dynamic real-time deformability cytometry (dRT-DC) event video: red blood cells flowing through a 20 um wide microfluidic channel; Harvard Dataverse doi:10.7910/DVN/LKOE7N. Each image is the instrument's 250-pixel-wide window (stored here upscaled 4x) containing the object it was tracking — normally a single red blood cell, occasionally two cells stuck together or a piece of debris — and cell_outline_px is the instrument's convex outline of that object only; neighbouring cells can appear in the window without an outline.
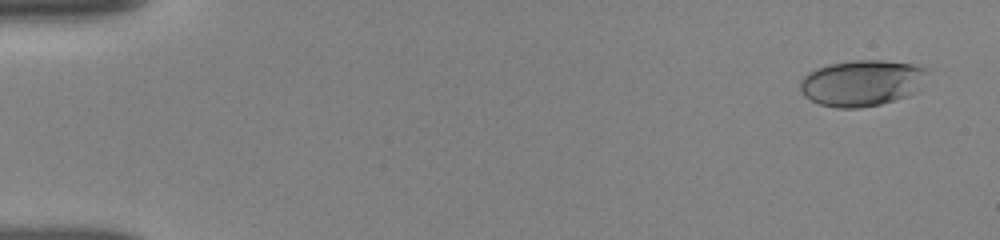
{"species": "human", "species_latin": "Homo sapiens", "temperature_condition": "room temperature", "stored_images_in_passage": 46, "camera_frame_rate_fps": 3000, "um_per_image_px": 0.085, "donor": {"sex": "female"}, "frame": {"image": 1, "passage_image": 3, "time_ms": 0.667, "image_size_px": [1000, 240], "cell_outline_px": [[928, 68], [920, 88], [916, 92], [908, 96], [880, 104], [860, 108], [836, 108], [820, 104], [804, 96], [800, 88], [800, 80], [808, 72], [816, 68], [828, 64], [852, 60], [884, 60], [912, 64]], "centroid_in_image_um": [73.25, 7.05], "position_along_channel_um": 11.8, "area_um2": 34.33}}
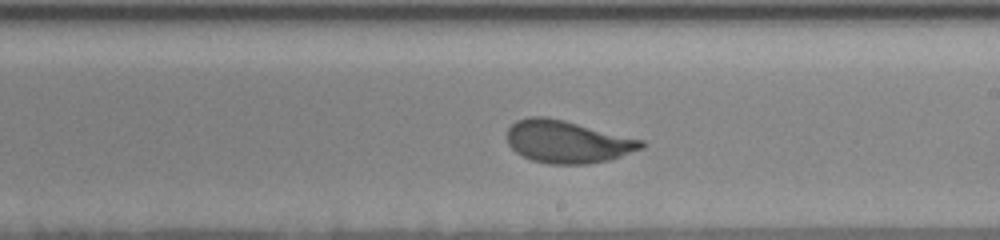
{"frame": {"image": 2, "passage_image": 29, "time_ms": 6.667, "image_size_px": [1000, 240], "cell_outline_px": [[644, 148], [608, 160], [588, 164], [548, 164], [532, 160], [516, 152], [508, 144], [508, 128], [516, 120], [528, 116], [544, 116], [564, 120], [644, 140]], "centroid_in_image_um": [48.22, 12.04], "position_along_channel_um": 240.8, "area_um2": 33.18}}
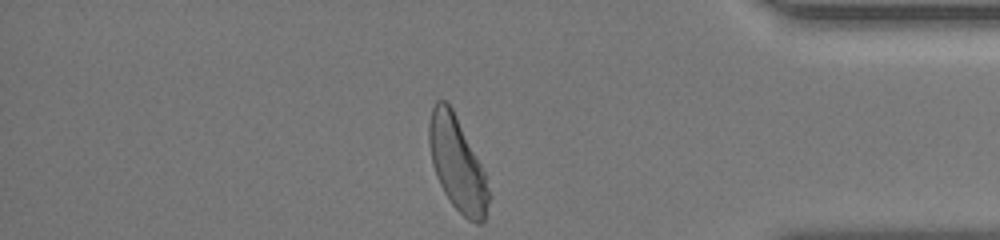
{"frame": {"image": 3, "passage_image": 45, "time_ms": 11.333, "image_size_px": [1000, 240], "cell_outline_px": [[492, 196], [484, 220], [480, 224], [476, 224], [468, 220], [452, 204], [444, 192], [436, 176], [432, 164], [428, 140], [428, 124], [432, 108], [436, 100], [444, 100], [452, 108], [484, 172]], "centroid_in_image_um": [38.87, 13.97], "position_along_channel_um": 396.3, "area_um2": 32.48}, "authors_computed_cell_mechanics": {"area_um2": 33.0616, "velocity_mm_per_s": 3.8218, "shape_relaxation_time_tau1_ms": 3.459, "shape_relaxation_time_tau2_ms": null, "deformation_change_tau1": 0.1302, "deformation_change_tau2": null}}